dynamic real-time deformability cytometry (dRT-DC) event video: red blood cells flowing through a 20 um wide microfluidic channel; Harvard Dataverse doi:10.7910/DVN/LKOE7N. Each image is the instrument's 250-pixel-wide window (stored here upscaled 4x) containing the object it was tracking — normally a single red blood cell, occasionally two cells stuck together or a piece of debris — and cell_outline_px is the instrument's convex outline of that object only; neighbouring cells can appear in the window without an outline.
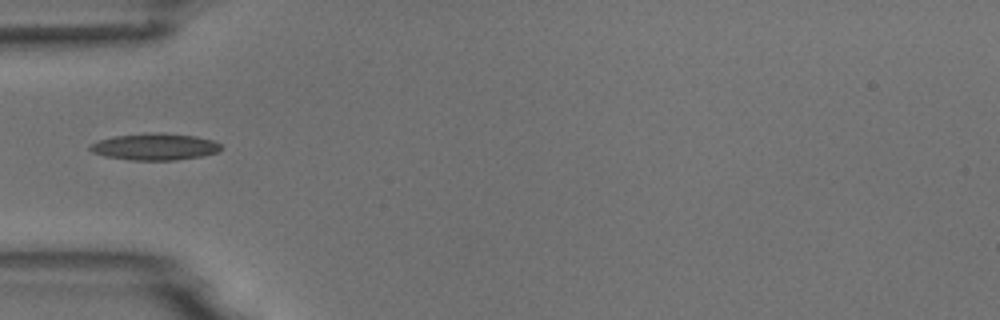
{"species": "common noctule bat (a hibernating species)", "species_latin": "Nyctalus noctula", "temperature_condition": "room temperature", "stored_images_in_passage": 1, "camera_frame_rate_fps": 3000, "um_per_image_px": 0.085, "animal": {"sex": "male", "body_mass_g": 18.8}, "frame": {"image": 1, "passage_image": 1, "time_ms": 0.0, "image_size_px": [1000, 320], "cell_outline_px": [[224, 148], [216, 152], [204, 156], [176, 160], [128, 160], [104, 156], [92, 152], [88, 148], [88, 144], [100, 140], [116, 136], [160, 132], [196, 136], [212, 140], [220, 144]], "centroid_in_image_um": [13.17, 12.48], "position_along_channel_um": 71.8, "area_um2": 20.46}}